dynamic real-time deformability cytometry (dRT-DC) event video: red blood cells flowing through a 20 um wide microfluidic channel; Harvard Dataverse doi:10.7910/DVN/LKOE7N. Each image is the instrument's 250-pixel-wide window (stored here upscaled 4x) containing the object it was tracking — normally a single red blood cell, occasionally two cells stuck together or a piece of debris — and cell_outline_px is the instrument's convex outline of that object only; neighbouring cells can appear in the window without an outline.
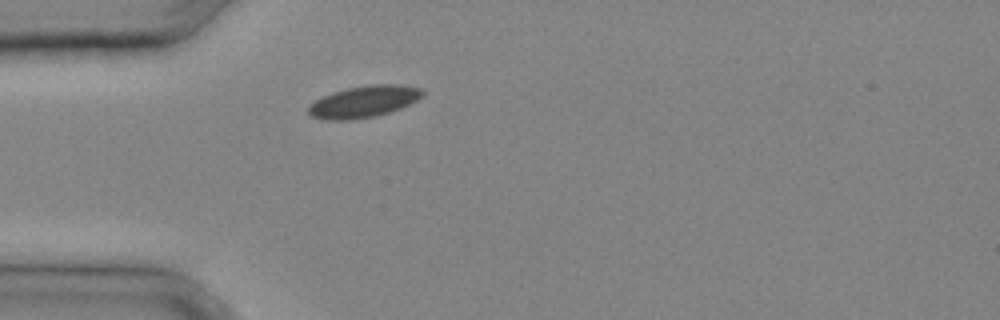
{"species": "common noctule bat (a hibernating species)", "species_latin": "Nyctalus noctula", "temperature_condition": "cold", "stored_images_in_passage": 20, "camera_frame_rate_fps": 3000, "um_per_image_px": 0.085, "animal": {"sex": "male", "body_mass_g": 20.4}, "frame": {"image": 1, "passage_image": 1, "time_ms": 0.0, "image_size_px": [1000, 320], "cell_outline_px": [[424, 96], [400, 108], [376, 116], [352, 120], [328, 120], [308, 116], [308, 104], [332, 92], [348, 88], [368, 84], [400, 84], [420, 88], [424, 92]], "centroid_in_image_um": [30.9, 8.64], "position_along_channel_um": 54.1, "area_um2": 21.15}}
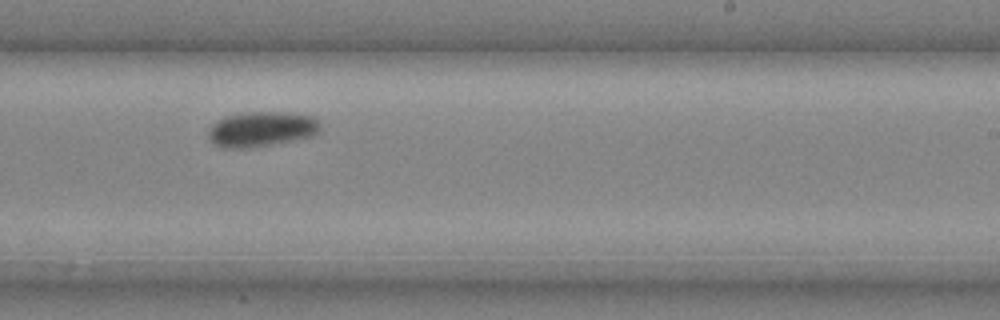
{"frame": {"image": 2, "passage_image": 12, "time_ms": 3.667, "image_size_px": [1000, 320], "cell_outline_px": [[320, 132], [312, 136], [252, 148], [224, 148], [216, 144], [208, 136], [208, 128], [212, 124], [228, 116], [244, 112], [296, 112], [316, 116], [320, 124]], "centroid_in_image_um": [22.29, 10.96], "position_along_channel_um": 266.7, "area_um2": 23.06}}
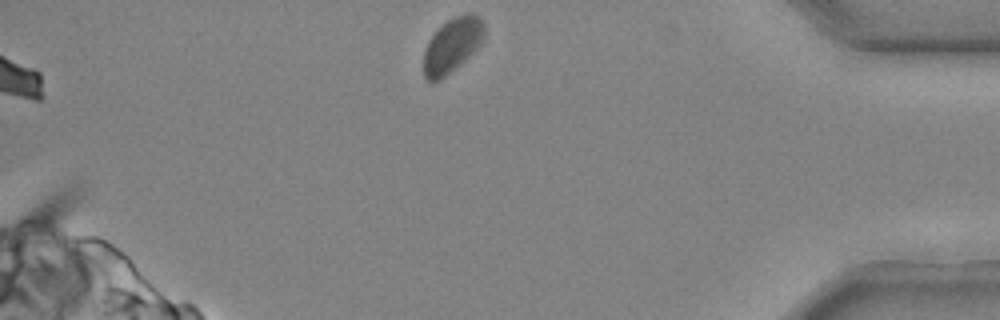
{"frame": {"image": 3, "passage_image": 20, "time_ms": 6.333, "image_size_px": [1000, 320], "cell_outline_px": [[484, 44], [480, 48], [440, 80], [432, 84], [424, 76], [424, 52], [428, 40], [448, 20], [456, 16], [468, 12], [472, 12], [480, 16], [484, 20]], "centroid_in_image_um": [38.5, 3.84], "position_along_channel_um": 396.7, "area_um2": 19.59}}